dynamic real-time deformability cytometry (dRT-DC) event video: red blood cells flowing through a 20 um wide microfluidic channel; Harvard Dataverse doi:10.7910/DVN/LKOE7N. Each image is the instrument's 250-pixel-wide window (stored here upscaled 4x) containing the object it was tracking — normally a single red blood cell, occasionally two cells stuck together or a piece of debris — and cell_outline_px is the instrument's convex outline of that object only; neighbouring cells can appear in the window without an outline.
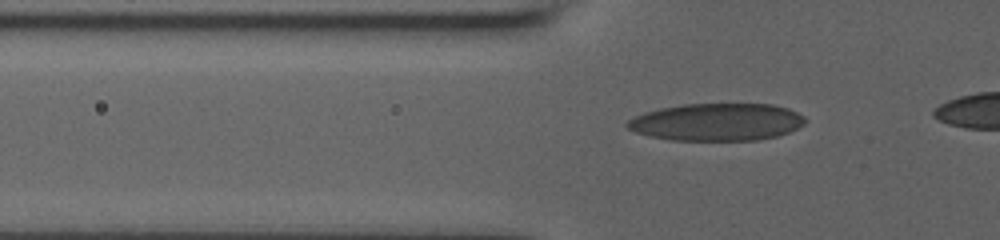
{"species": "human", "species_latin": "Homo sapiens", "temperature_condition": "room temperature", "stored_images_in_passage": 41, "camera_frame_rate_fps": 3000, "um_per_image_px": 0.085, "donor": {"sex": "male"}, "frame": {"image": 1, "passage_image": 11, "time_ms": 3.333, "image_size_px": [1000, 240], "cell_outline_px": [[804, 124], [788, 132], [776, 136], [756, 140], [672, 140], [652, 136], [636, 132], [628, 128], [624, 124], [628, 120], [644, 112], [660, 108], [684, 104], [772, 104], [788, 108], [804, 116]], "centroid_in_image_um": [60.92, 10.36], "position_along_channel_um": 64.9, "area_um2": 38.55}}
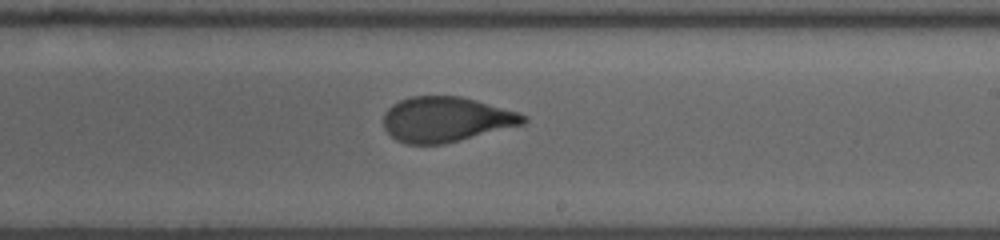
{"frame": {"image": 2, "passage_image": 26, "time_ms": 8.333, "image_size_px": [1000, 240], "cell_outline_px": [[528, 120], [524, 124], [444, 144], [408, 144], [396, 140], [384, 128], [384, 112], [392, 104], [400, 100], [412, 96], [460, 96], [476, 100], [516, 112], [528, 116]], "centroid_in_image_um": [37.9, 10.15], "position_along_channel_um": 251.1, "area_um2": 36.59}}
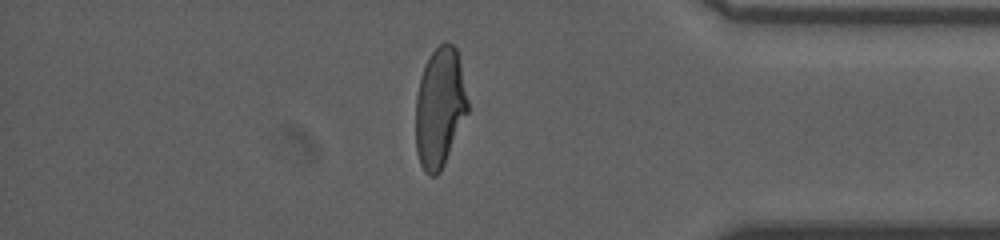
{"frame": {"image": 3, "passage_image": 39, "time_ms": 12.667, "image_size_px": [1000, 240], "cell_outline_px": [[468, 112], [444, 164], [440, 172], [436, 176], [428, 176], [424, 172], [420, 164], [416, 152], [416, 96], [420, 76], [424, 64], [432, 52], [444, 40], [448, 40], [456, 48], [460, 60], [468, 100]], "centroid_in_image_um": [37.37, 9.12], "position_along_channel_um": 397.8, "area_um2": 36.7}}